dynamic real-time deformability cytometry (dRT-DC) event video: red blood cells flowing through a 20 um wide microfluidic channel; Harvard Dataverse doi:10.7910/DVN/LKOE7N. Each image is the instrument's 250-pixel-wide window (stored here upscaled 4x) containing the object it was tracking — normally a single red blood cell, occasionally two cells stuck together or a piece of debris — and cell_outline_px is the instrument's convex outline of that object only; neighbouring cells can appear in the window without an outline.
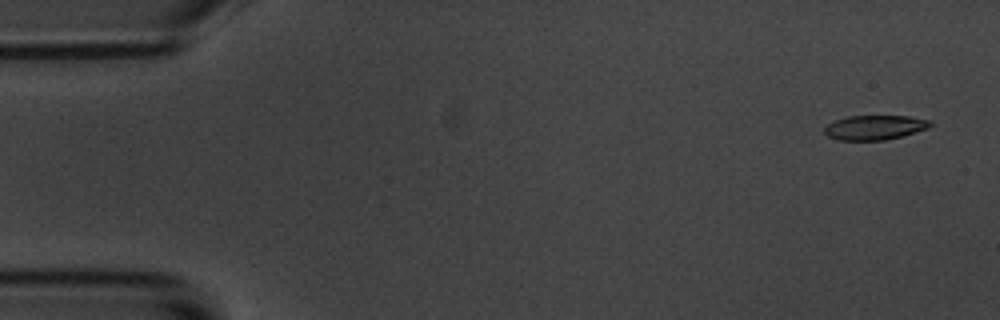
{"species": "common noctule bat (a hibernating species)", "species_latin": "Nyctalus noctula", "temperature_condition": "room temperature", "stored_images_in_passage": 5, "camera_frame_rate_fps": 3000, "um_per_image_px": 0.085, "animal": {"sex": "male", "body_mass_g": 20.1, "forearm_length_mm": 53.5}, "frame": {"image": 1, "passage_image": 1, "time_ms": 0.0, "image_size_px": [1000, 320], "cell_outline_px": [[932, 124], [928, 128], [916, 132], [884, 140], [836, 140], [828, 136], [824, 132], [824, 128], [828, 124], [836, 120], [848, 116], [908, 116], [932, 120]], "centroid_in_image_um": [74.36, 10.83], "position_along_channel_um": 10.6, "area_um2": 15.09}}
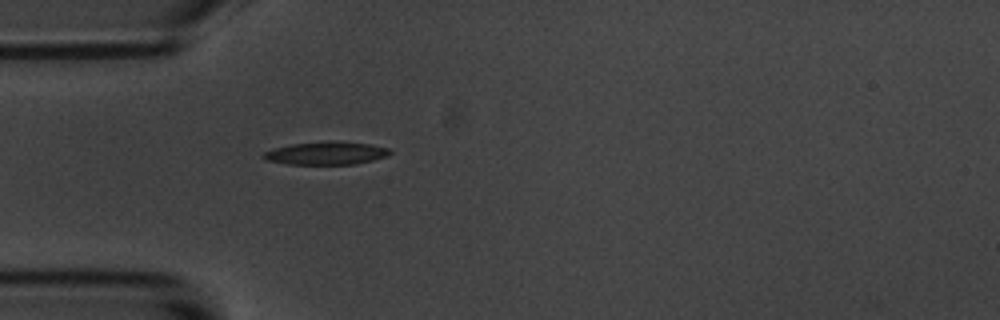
{"frame": {"image": 2, "passage_image": 5, "time_ms": 4.667, "image_size_px": [1000, 320], "cell_outline_px": [[392, 152], [388, 156], [356, 164], [284, 164], [264, 160], [260, 156], [264, 152], [276, 148], [292, 144], [368, 144], [388, 148]], "centroid_in_image_um": [27.67, 13.08], "position_along_channel_um": 57.3, "area_um2": 15.9}}